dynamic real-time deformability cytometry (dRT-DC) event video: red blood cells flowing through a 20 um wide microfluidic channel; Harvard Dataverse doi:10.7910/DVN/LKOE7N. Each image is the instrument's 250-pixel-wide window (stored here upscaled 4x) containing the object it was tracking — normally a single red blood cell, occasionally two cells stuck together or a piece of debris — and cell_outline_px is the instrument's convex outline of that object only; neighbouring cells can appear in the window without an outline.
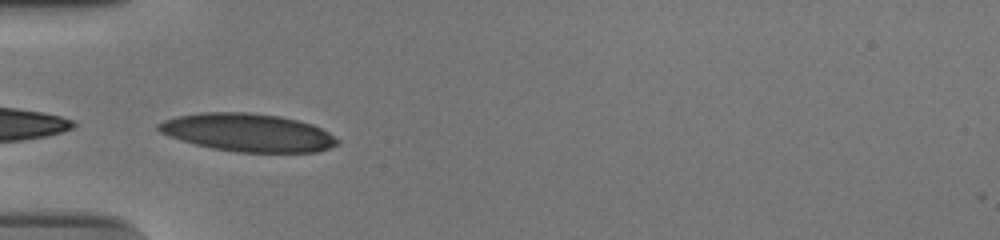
{"species": "human", "species_latin": "Homo sapiens", "temperature_condition": "cold", "stored_images_in_passage": 37, "camera_frame_rate_fps": 3000, "um_per_image_px": 0.085, "donor": {"sex": "male"}, "frame": {"image": 1, "passage_image": 1, "time_ms": 0.0, "image_size_px": [1000, 240], "cell_outline_px": [[340, 144], [320, 152], [236, 152], [212, 148], [196, 144], [168, 136], [160, 132], [156, 128], [156, 124], [164, 120], [176, 116], [200, 112], [244, 112], [280, 116], [312, 124], [328, 132], [340, 140]], "centroid_in_image_um": [21.07, 11.27], "position_along_channel_um": 63.9, "area_um2": 39.71}}
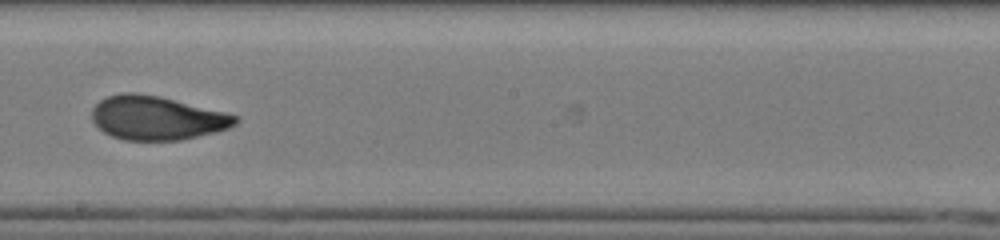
{"frame": {"image": 2, "passage_image": 15, "time_ms": 4.667, "image_size_px": [1000, 240], "cell_outline_px": [[240, 120], [236, 124], [228, 128], [216, 132], [180, 140], [124, 140], [112, 136], [104, 132], [92, 120], [92, 108], [100, 100], [108, 96], [120, 92], [132, 92], [160, 96], [240, 116]], "centroid_in_image_um": [13.34, 10.02], "position_along_channel_um": 234.9, "area_um2": 36.65}}
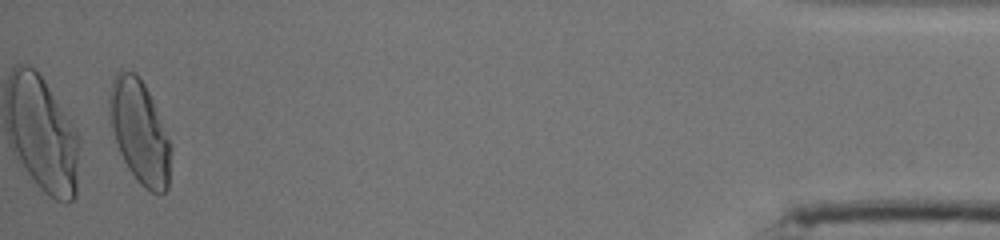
{"frame": {"image": 3, "passage_image": 36, "time_ms": 11.667, "image_size_px": [1000, 240], "cell_outline_px": [[168, 188], [164, 192], [152, 192], [144, 188], [136, 180], [128, 168], [120, 152], [112, 128], [108, 104], [108, 100], [112, 80], [116, 72], [120, 68], [136, 72], [140, 76], [152, 100], [164, 128], [168, 140]], "centroid_in_image_um": [11.81, 11.13], "position_along_channel_um": 423.4, "area_um2": 36.07}, "authors_computed_cell_mechanics": {"area_um2": 36.1828, "velocity_mm_per_s": 3.7429, "shape_relaxation_time_tau1_ms": 6.9481, "shape_relaxation_time_tau2_ms": 0.8928, "deformation_change_tau1": 0.2351, "deformation_change_tau2": 0.063}}